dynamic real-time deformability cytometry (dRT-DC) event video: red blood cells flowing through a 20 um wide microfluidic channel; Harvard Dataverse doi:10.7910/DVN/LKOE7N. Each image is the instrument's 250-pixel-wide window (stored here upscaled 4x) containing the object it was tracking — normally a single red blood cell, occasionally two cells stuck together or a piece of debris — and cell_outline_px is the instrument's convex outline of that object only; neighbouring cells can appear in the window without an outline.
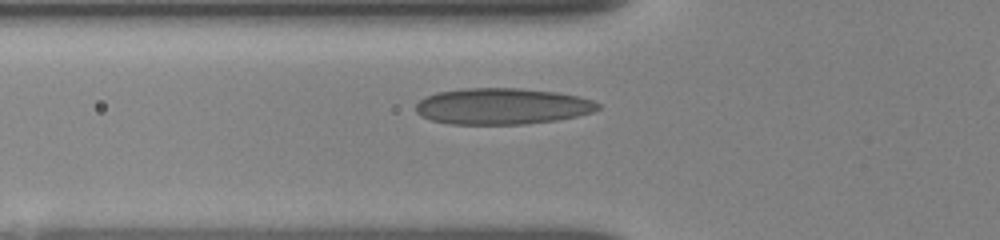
{"species": "human", "species_latin": "Homo sapiens", "temperature_condition": "room temperature", "stored_images_in_passage": 48, "camera_frame_rate_fps": 3000, "um_per_image_px": 0.085, "donor": {"sex": "female"}, "frame": {"image": 1, "passage_image": 4, "time_ms": 0.333, "image_size_px": [1000, 240], "cell_outline_px": [[600, 108], [592, 112], [576, 116], [556, 120], [524, 124], [448, 124], [432, 120], [420, 116], [416, 112], [416, 104], [424, 96], [436, 92], [464, 88], [520, 88], [556, 92], [576, 96], [592, 100], [600, 104]], "centroid_in_image_um": [42.64, 9.03], "position_along_channel_um": 83.2, "area_um2": 38.55}}
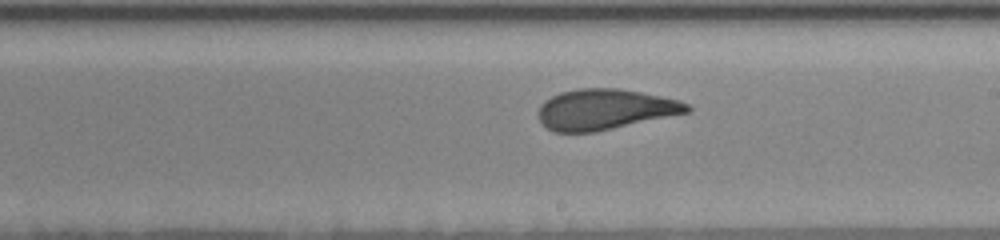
{"frame": {"image": 2, "passage_image": 23, "time_ms": 4.333, "image_size_px": [1000, 240], "cell_outline_px": [[692, 108], [688, 112], [596, 132], [552, 132], [536, 116], [540, 104], [544, 100], [560, 92], [580, 88], [620, 88], [680, 100], [688, 104]], "centroid_in_image_um": [51.38, 9.29], "position_along_channel_um": 237.6, "area_um2": 35.2}}
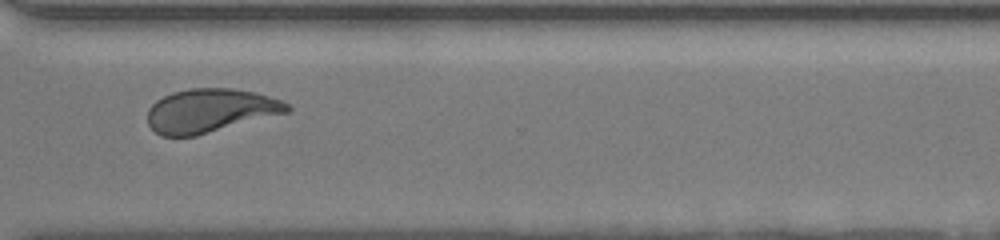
{"frame": {"image": 3, "passage_image": 47, "time_ms": 7.333, "image_size_px": [1000, 240], "cell_outline_px": [[292, 108], [288, 112], [196, 136], [160, 136], [148, 124], [148, 108], [156, 100], [172, 92], [188, 88], [232, 88], [256, 92], [280, 100], [288, 104]], "centroid_in_image_um": [17.85, 9.4], "position_along_channel_um": 352.8, "area_um2": 35.55}}